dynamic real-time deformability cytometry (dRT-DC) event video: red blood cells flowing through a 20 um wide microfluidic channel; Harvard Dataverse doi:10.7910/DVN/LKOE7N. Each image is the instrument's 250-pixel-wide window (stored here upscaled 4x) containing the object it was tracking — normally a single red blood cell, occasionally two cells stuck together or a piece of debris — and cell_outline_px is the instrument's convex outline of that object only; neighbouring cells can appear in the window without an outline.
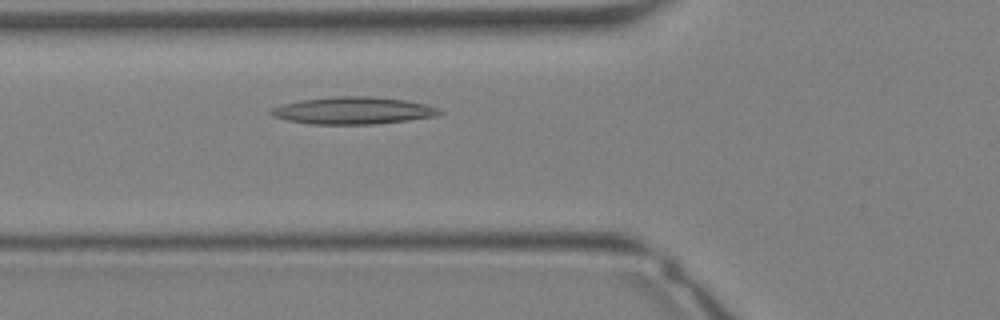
{"species": "Egyptian fruit bat (a non-hibernating species)", "species_latin": "Rousettus aegyptiacus", "temperature_condition": "warm", "stored_images_in_passage": 26, "camera_frame_rate_fps": 3000, "um_per_image_px": 0.085, "animal": {"sex": "female"}, "frame": {"image": 1, "passage_image": 7, "time_ms": 2.0, "image_size_px": [1000, 320], "cell_outline_px": [[444, 112], [436, 116], [408, 120], [372, 124], [308, 124], [288, 120], [272, 116], [268, 112], [272, 108], [280, 104], [300, 100], [332, 96], [368, 96], [404, 100], [424, 104], [436, 108]], "centroid_in_image_um": [29.95, 9.39], "position_along_channel_um": 95.9, "area_um2": 26.65}}
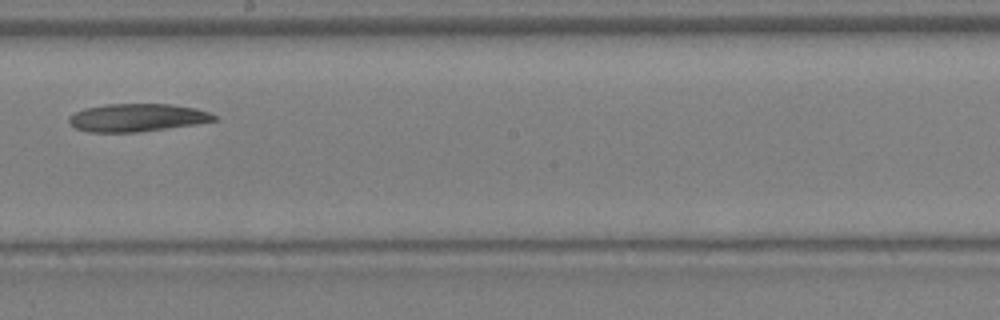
{"frame": {"image": 2, "passage_image": 14, "time_ms": 4.333, "image_size_px": [1000, 320], "cell_outline_px": [[216, 120], [196, 124], [140, 132], [88, 132], [76, 128], [68, 120], [68, 116], [84, 108], [104, 104], [172, 104], [196, 108], [208, 112], [216, 116]], "centroid_in_image_um": [11.64, 9.99], "position_along_channel_um": 236.6, "area_um2": 23.58}}
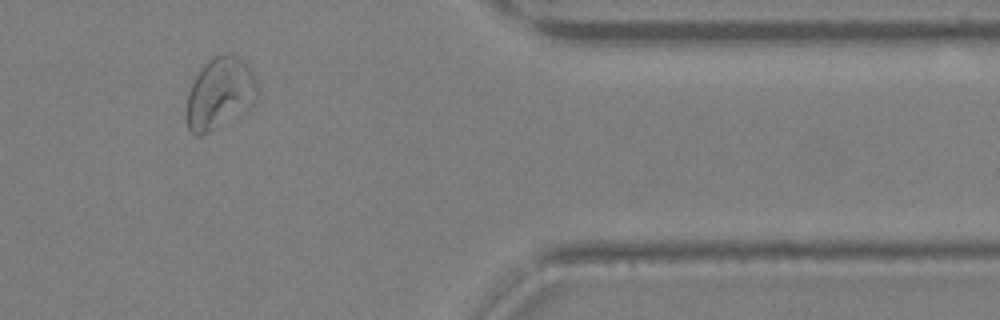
{"frame": {"image": 3, "passage_image": 23, "time_ms": 7.333, "image_size_px": [1000, 320], "cell_outline_px": [[256, 96], [252, 104], [208, 132], [200, 136], [196, 136], [188, 128], [184, 116], [188, 92], [196, 76], [204, 64], [212, 56], [228, 52], [244, 60], [256, 84]], "centroid_in_image_um": [18.6, 7.91], "position_along_channel_um": 392.8, "area_um2": 28.9}}